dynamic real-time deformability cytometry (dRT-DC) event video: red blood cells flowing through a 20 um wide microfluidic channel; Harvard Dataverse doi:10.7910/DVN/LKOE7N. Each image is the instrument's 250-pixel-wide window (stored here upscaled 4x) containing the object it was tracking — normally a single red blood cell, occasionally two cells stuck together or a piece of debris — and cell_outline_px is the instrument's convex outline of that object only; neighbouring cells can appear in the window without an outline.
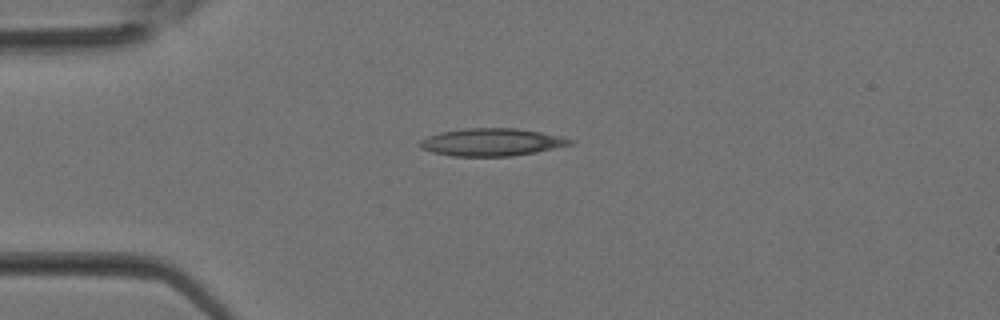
{"species": "Egyptian fruit bat (a non-hibernating species)", "species_latin": "Rousettus aegyptiacus", "temperature_condition": "room temperature", "stored_images_in_passage": 19, "camera_frame_rate_fps": 3000, "um_per_image_px": 0.085, "animal": {"sex": "female"}, "frame": {"image": 1, "passage_image": 1, "time_ms": 0.0, "image_size_px": [1000, 320], "cell_outline_px": [[576, 140], [572, 144], [536, 152], [512, 156], [452, 156], [432, 152], [420, 148], [416, 144], [420, 140], [428, 136], [440, 132], [464, 128], [516, 128], [540, 132], [560, 136]], "centroid_in_image_um": [41.76, 12.08], "position_along_channel_um": 43.2, "area_um2": 24.22}}
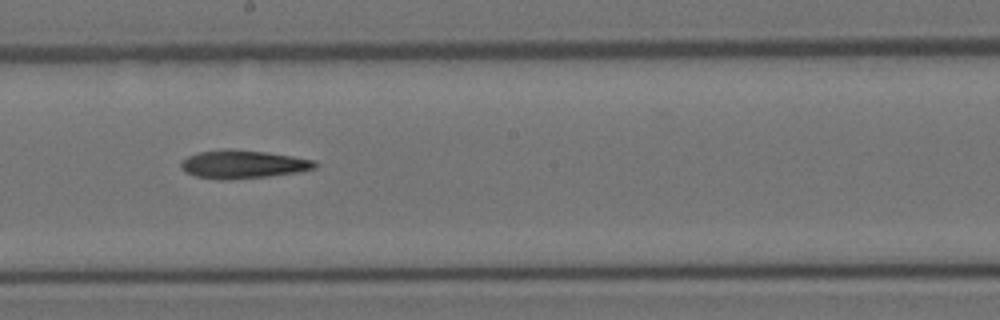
{"frame": {"image": 2, "passage_image": 11, "time_ms": 3.333, "image_size_px": [1000, 320], "cell_outline_px": [[320, 164], [316, 168], [296, 172], [268, 176], [232, 180], [220, 180], [196, 176], [180, 168], [180, 164], [188, 156], [200, 152], [224, 148], [232, 148], [264, 152], [292, 156], [316, 160]], "centroid_in_image_um": [20.68, 13.96], "position_along_channel_um": 227.5, "area_um2": 22.14}}
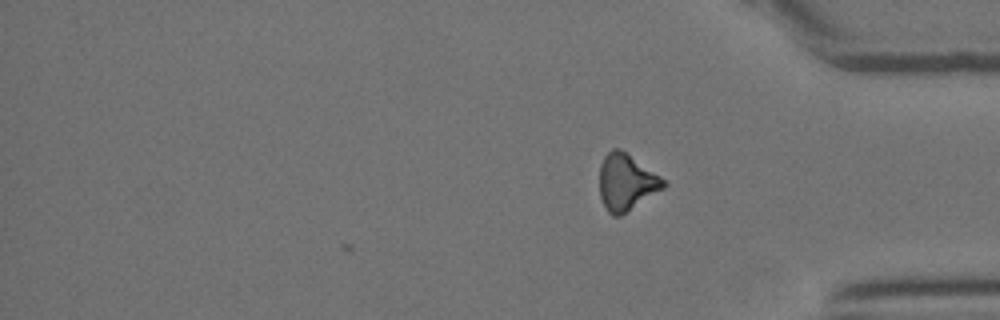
{"frame": {"image": 3, "passage_image": 19, "time_ms": 6.0, "image_size_px": [1000, 320], "cell_outline_px": [[668, 184], [664, 188], [620, 216], [612, 216], [608, 212], [600, 196], [600, 164], [604, 156], [612, 148], [620, 148], [668, 180]], "centroid_in_image_um": [53.27, 15.47], "position_along_channel_um": 381.9, "area_um2": 21.21}}